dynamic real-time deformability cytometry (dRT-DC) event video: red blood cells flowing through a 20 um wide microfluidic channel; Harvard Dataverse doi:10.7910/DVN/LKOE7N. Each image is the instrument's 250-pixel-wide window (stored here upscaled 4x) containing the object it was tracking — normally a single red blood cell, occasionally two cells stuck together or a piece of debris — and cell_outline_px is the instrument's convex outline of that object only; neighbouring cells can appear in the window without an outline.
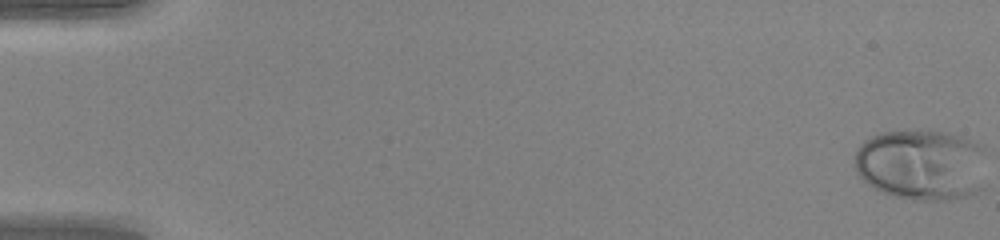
{"species": "human", "species_latin": "Homo sapiens", "temperature_condition": "warm", "stored_images_in_passage": 50, "camera_frame_rate_fps": 3000, "um_per_image_px": 0.085, "donor": {"sex": "female"}, "frame": {"image": 1, "passage_image": 1, "time_ms": 0.0, "image_size_px": [1000, 240], "cell_outline_px": [[984, 188], [968, 196], [952, 200], [912, 200], [896, 196], [884, 192], [868, 184], [856, 176], [856, 148], [864, 140], [872, 136], [884, 132], [944, 132], [960, 136], [984, 144]], "centroid_in_image_um": [78.36, 14.03], "position_along_channel_um": 6.6, "area_um2": 55.03}}
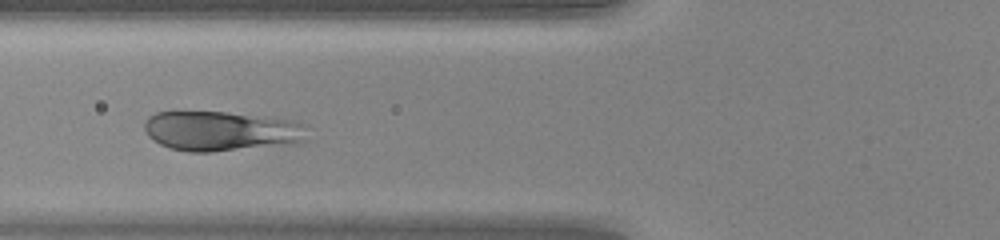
{"frame": {"image": 2, "passage_image": 21, "time_ms": 6.667, "image_size_px": [1000, 240], "cell_outline_px": [[304, 140], [296, 144], [212, 152], [188, 152], [172, 148], [160, 144], [152, 140], [148, 136], [144, 128], [144, 120], [148, 116], [156, 112], [172, 108], [224, 112], [264, 116], [296, 120], [304, 124]], "centroid_in_image_um": [18.71, 11.1], "position_along_channel_um": 107.1, "area_um2": 39.07}}
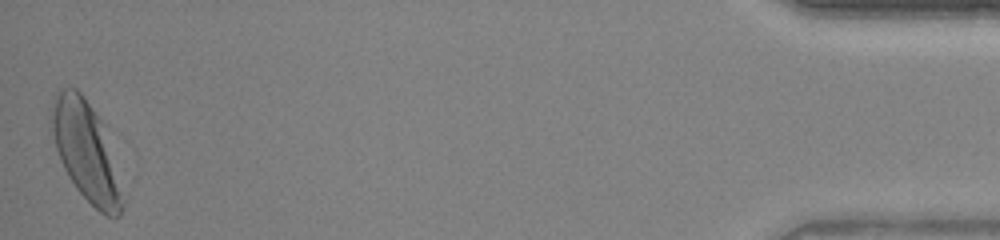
{"frame": {"image": 3, "passage_image": 50, "time_ms": 16.333, "image_size_px": [1000, 240], "cell_outline_px": [[124, 208], [120, 216], [108, 216], [100, 212], [76, 188], [68, 176], [60, 160], [48, 128], [56, 92], [60, 88], [76, 88], [84, 96], [100, 120], [124, 200]], "centroid_in_image_um": [7.24, 12.85], "position_along_channel_um": 428.0, "area_um2": 39.94}}